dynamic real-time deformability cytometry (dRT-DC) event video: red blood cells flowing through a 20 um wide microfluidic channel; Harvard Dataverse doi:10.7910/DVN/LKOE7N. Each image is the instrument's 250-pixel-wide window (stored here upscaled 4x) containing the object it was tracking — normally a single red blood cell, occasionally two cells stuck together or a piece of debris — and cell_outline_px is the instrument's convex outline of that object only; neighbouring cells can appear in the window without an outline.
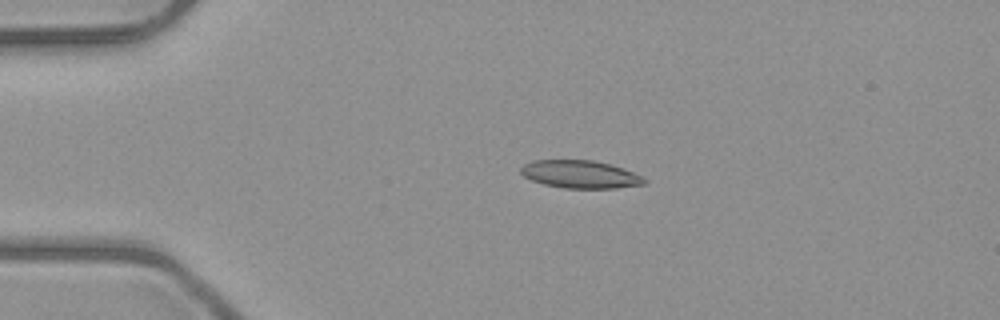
{"species": "common noctule bat (a hibernating species)", "species_latin": "Nyctalus noctula", "temperature_condition": "room temperature", "stored_images_in_passage": 3, "camera_frame_rate_fps": 3000, "um_per_image_px": 0.085, "animal": {"sex": "male", "body_mass_g": 23.1, "forearm_length_mm": 52.7}, "frame": {"image": 1, "passage_image": 2, "time_ms": 2.0, "image_size_px": [1000, 320], "cell_outline_px": [[648, 180], [644, 184], [616, 188], [564, 188], [544, 184], [532, 180], [524, 176], [520, 172], [520, 168], [524, 164], [532, 160], [592, 160], [608, 164], [644, 176]], "centroid_in_image_um": [49.31, 14.82], "position_along_channel_um": 35.7, "area_um2": 19.88}}